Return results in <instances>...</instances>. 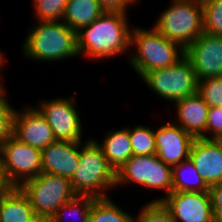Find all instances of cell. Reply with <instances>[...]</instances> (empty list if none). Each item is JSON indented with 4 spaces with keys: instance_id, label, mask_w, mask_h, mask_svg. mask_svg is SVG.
<instances>
[{
    "instance_id": "cell-1",
    "label": "cell",
    "mask_w": 222,
    "mask_h": 222,
    "mask_svg": "<svg viewBox=\"0 0 222 222\" xmlns=\"http://www.w3.org/2000/svg\"><path fill=\"white\" fill-rule=\"evenodd\" d=\"M127 21V13L104 11L99 18L77 32L79 55L101 60L123 55L132 49V28Z\"/></svg>"
},
{
    "instance_id": "cell-2",
    "label": "cell",
    "mask_w": 222,
    "mask_h": 222,
    "mask_svg": "<svg viewBox=\"0 0 222 222\" xmlns=\"http://www.w3.org/2000/svg\"><path fill=\"white\" fill-rule=\"evenodd\" d=\"M22 43L23 54L34 60L61 61L79 56L77 32L60 21H38Z\"/></svg>"
},
{
    "instance_id": "cell-3",
    "label": "cell",
    "mask_w": 222,
    "mask_h": 222,
    "mask_svg": "<svg viewBox=\"0 0 222 222\" xmlns=\"http://www.w3.org/2000/svg\"><path fill=\"white\" fill-rule=\"evenodd\" d=\"M82 143L80 141L79 164L70 179L74 193L80 196L107 198V191L116 187V172L93 138Z\"/></svg>"
},
{
    "instance_id": "cell-4",
    "label": "cell",
    "mask_w": 222,
    "mask_h": 222,
    "mask_svg": "<svg viewBox=\"0 0 222 222\" xmlns=\"http://www.w3.org/2000/svg\"><path fill=\"white\" fill-rule=\"evenodd\" d=\"M130 46L138 49L132 52L129 64L140 78L148 71L170 67L185 56V50L177 43L168 40L154 27H142L131 31Z\"/></svg>"
},
{
    "instance_id": "cell-5",
    "label": "cell",
    "mask_w": 222,
    "mask_h": 222,
    "mask_svg": "<svg viewBox=\"0 0 222 222\" xmlns=\"http://www.w3.org/2000/svg\"><path fill=\"white\" fill-rule=\"evenodd\" d=\"M153 27L185 50L204 32L201 0H172Z\"/></svg>"
},
{
    "instance_id": "cell-6",
    "label": "cell",
    "mask_w": 222,
    "mask_h": 222,
    "mask_svg": "<svg viewBox=\"0 0 222 222\" xmlns=\"http://www.w3.org/2000/svg\"><path fill=\"white\" fill-rule=\"evenodd\" d=\"M38 218L49 221L56 211L76 194L67 177L40 173L19 187Z\"/></svg>"
},
{
    "instance_id": "cell-7",
    "label": "cell",
    "mask_w": 222,
    "mask_h": 222,
    "mask_svg": "<svg viewBox=\"0 0 222 222\" xmlns=\"http://www.w3.org/2000/svg\"><path fill=\"white\" fill-rule=\"evenodd\" d=\"M0 167L7 187H20L42 172L41 150L13 134L0 146Z\"/></svg>"
},
{
    "instance_id": "cell-8",
    "label": "cell",
    "mask_w": 222,
    "mask_h": 222,
    "mask_svg": "<svg viewBox=\"0 0 222 222\" xmlns=\"http://www.w3.org/2000/svg\"><path fill=\"white\" fill-rule=\"evenodd\" d=\"M141 79L152 92L171 103L198 93V79L185 56L170 67L146 72Z\"/></svg>"
},
{
    "instance_id": "cell-9",
    "label": "cell",
    "mask_w": 222,
    "mask_h": 222,
    "mask_svg": "<svg viewBox=\"0 0 222 222\" xmlns=\"http://www.w3.org/2000/svg\"><path fill=\"white\" fill-rule=\"evenodd\" d=\"M125 183H135L143 188L162 189L167 197L173 192L172 167L160 160L156 154L133 155L116 172V186Z\"/></svg>"
},
{
    "instance_id": "cell-10",
    "label": "cell",
    "mask_w": 222,
    "mask_h": 222,
    "mask_svg": "<svg viewBox=\"0 0 222 222\" xmlns=\"http://www.w3.org/2000/svg\"><path fill=\"white\" fill-rule=\"evenodd\" d=\"M76 97L56 98L39 102L41 105L36 108L44 116L52 129L56 140L61 141H82L81 118L75 108Z\"/></svg>"
},
{
    "instance_id": "cell-11",
    "label": "cell",
    "mask_w": 222,
    "mask_h": 222,
    "mask_svg": "<svg viewBox=\"0 0 222 222\" xmlns=\"http://www.w3.org/2000/svg\"><path fill=\"white\" fill-rule=\"evenodd\" d=\"M199 80L222 77V36L204 31L185 49Z\"/></svg>"
},
{
    "instance_id": "cell-12",
    "label": "cell",
    "mask_w": 222,
    "mask_h": 222,
    "mask_svg": "<svg viewBox=\"0 0 222 222\" xmlns=\"http://www.w3.org/2000/svg\"><path fill=\"white\" fill-rule=\"evenodd\" d=\"M151 201H162L175 222H216L209 191L171 192Z\"/></svg>"
},
{
    "instance_id": "cell-13",
    "label": "cell",
    "mask_w": 222,
    "mask_h": 222,
    "mask_svg": "<svg viewBox=\"0 0 222 222\" xmlns=\"http://www.w3.org/2000/svg\"><path fill=\"white\" fill-rule=\"evenodd\" d=\"M154 133L156 155L164 163L174 167L189 158L195 138L176 123L161 125Z\"/></svg>"
},
{
    "instance_id": "cell-14",
    "label": "cell",
    "mask_w": 222,
    "mask_h": 222,
    "mask_svg": "<svg viewBox=\"0 0 222 222\" xmlns=\"http://www.w3.org/2000/svg\"><path fill=\"white\" fill-rule=\"evenodd\" d=\"M13 135L21 142L39 150L56 141L52 129L36 107L15 110L13 116Z\"/></svg>"
},
{
    "instance_id": "cell-15",
    "label": "cell",
    "mask_w": 222,
    "mask_h": 222,
    "mask_svg": "<svg viewBox=\"0 0 222 222\" xmlns=\"http://www.w3.org/2000/svg\"><path fill=\"white\" fill-rule=\"evenodd\" d=\"M80 142L56 140L41 150L42 173L71 179L79 164Z\"/></svg>"
},
{
    "instance_id": "cell-16",
    "label": "cell",
    "mask_w": 222,
    "mask_h": 222,
    "mask_svg": "<svg viewBox=\"0 0 222 222\" xmlns=\"http://www.w3.org/2000/svg\"><path fill=\"white\" fill-rule=\"evenodd\" d=\"M189 158L209 187L222 182V147L215 139L195 138Z\"/></svg>"
},
{
    "instance_id": "cell-17",
    "label": "cell",
    "mask_w": 222,
    "mask_h": 222,
    "mask_svg": "<svg viewBox=\"0 0 222 222\" xmlns=\"http://www.w3.org/2000/svg\"><path fill=\"white\" fill-rule=\"evenodd\" d=\"M176 107L177 121L183 130L189 133L194 138H202L206 132V121L209 111V106L204 99L198 94L185 97L174 102Z\"/></svg>"
},
{
    "instance_id": "cell-18",
    "label": "cell",
    "mask_w": 222,
    "mask_h": 222,
    "mask_svg": "<svg viewBox=\"0 0 222 222\" xmlns=\"http://www.w3.org/2000/svg\"><path fill=\"white\" fill-rule=\"evenodd\" d=\"M37 218L19 187H7L0 194V222H34Z\"/></svg>"
},
{
    "instance_id": "cell-19",
    "label": "cell",
    "mask_w": 222,
    "mask_h": 222,
    "mask_svg": "<svg viewBox=\"0 0 222 222\" xmlns=\"http://www.w3.org/2000/svg\"><path fill=\"white\" fill-rule=\"evenodd\" d=\"M100 143L94 139L103 151L109 165L117 172L132 156L128 128L107 131Z\"/></svg>"
},
{
    "instance_id": "cell-20",
    "label": "cell",
    "mask_w": 222,
    "mask_h": 222,
    "mask_svg": "<svg viewBox=\"0 0 222 222\" xmlns=\"http://www.w3.org/2000/svg\"><path fill=\"white\" fill-rule=\"evenodd\" d=\"M104 13L98 0H68L62 21L78 32Z\"/></svg>"
},
{
    "instance_id": "cell-21",
    "label": "cell",
    "mask_w": 222,
    "mask_h": 222,
    "mask_svg": "<svg viewBox=\"0 0 222 222\" xmlns=\"http://www.w3.org/2000/svg\"><path fill=\"white\" fill-rule=\"evenodd\" d=\"M172 183L173 192H204L210 189L190 158L172 167Z\"/></svg>"
},
{
    "instance_id": "cell-22",
    "label": "cell",
    "mask_w": 222,
    "mask_h": 222,
    "mask_svg": "<svg viewBox=\"0 0 222 222\" xmlns=\"http://www.w3.org/2000/svg\"><path fill=\"white\" fill-rule=\"evenodd\" d=\"M89 222H134V216L112 202L110 197L96 198L92 203Z\"/></svg>"
},
{
    "instance_id": "cell-23",
    "label": "cell",
    "mask_w": 222,
    "mask_h": 222,
    "mask_svg": "<svg viewBox=\"0 0 222 222\" xmlns=\"http://www.w3.org/2000/svg\"><path fill=\"white\" fill-rule=\"evenodd\" d=\"M95 199L91 196L76 195L73 199L62 205L48 222H68L67 219L69 218L66 219L68 215H71V217L69 216L70 218L72 216L76 217L80 222H89L90 210Z\"/></svg>"
},
{
    "instance_id": "cell-24",
    "label": "cell",
    "mask_w": 222,
    "mask_h": 222,
    "mask_svg": "<svg viewBox=\"0 0 222 222\" xmlns=\"http://www.w3.org/2000/svg\"><path fill=\"white\" fill-rule=\"evenodd\" d=\"M133 155L147 156L156 154L155 133L150 127L135 125L128 129Z\"/></svg>"
},
{
    "instance_id": "cell-25",
    "label": "cell",
    "mask_w": 222,
    "mask_h": 222,
    "mask_svg": "<svg viewBox=\"0 0 222 222\" xmlns=\"http://www.w3.org/2000/svg\"><path fill=\"white\" fill-rule=\"evenodd\" d=\"M204 31L222 36V0H201Z\"/></svg>"
},
{
    "instance_id": "cell-26",
    "label": "cell",
    "mask_w": 222,
    "mask_h": 222,
    "mask_svg": "<svg viewBox=\"0 0 222 222\" xmlns=\"http://www.w3.org/2000/svg\"><path fill=\"white\" fill-rule=\"evenodd\" d=\"M37 21L62 20L68 0H32Z\"/></svg>"
},
{
    "instance_id": "cell-27",
    "label": "cell",
    "mask_w": 222,
    "mask_h": 222,
    "mask_svg": "<svg viewBox=\"0 0 222 222\" xmlns=\"http://www.w3.org/2000/svg\"><path fill=\"white\" fill-rule=\"evenodd\" d=\"M198 94L210 107H222V77L198 81Z\"/></svg>"
},
{
    "instance_id": "cell-28",
    "label": "cell",
    "mask_w": 222,
    "mask_h": 222,
    "mask_svg": "<svg viewBox=\"0 0 222 222\" xmlns=\"http://www.w3.org/2000/svg\"><path fill=\"white\" fill-rule=\"evenodd\" d=\"M134 222H175L162 201H150L142 207Z\"/></svg>"
},
{
    "instance_id": "cell-29",
    "label": "cell",
    "mask_w": 222,
    "mask_h": 222,
    "mask_svg": "<svg viewBox=\"0 0 222 222\" xmlns=\"http://www.w3.org/2000/svg\"><path fill=\"white\" fill-rule=\"evenodd\" d=\"M6 90H0V146L13 134V116L15 109L7 98Z\"/></svg>"
},
{
    "instance_id": "cell-30",
    "label": "cell",
    "mask_w": 222,
    "mask_h": 222,
    "mask_svg": "<svg viewBox=\"0 0 222 222\" xmlns=\"http://www.w3.org/2000/svg\"><path fill=\"white\" fill-rule=\"evenodd\" d=\"M205 133L203 139H217L222 134V107L209 108Z\"/></svg>"
},
{
    "instance_id": "cell-31",
    "label": "cell",
    "mask_w": 222,
    "mask_h": 222,
    "mask_svg": "<svg viewBox=\"0 0 222 222\" xmlns=\"http://www.w3.org/2000/svg\"><path fill=\"white\" fill-rule=\"evenodd\" d=\"M209 192L214 219L216 222H222V182L211 186Z\"/></svg>"
},
{
    "instance_id": "cell-32",
    "label": "cell",
    "mask_w": 222,
    "mask_h": 222,
    "mask_svg": "<svg viewBox=\"0 0 222 222\" xmlns=\"http://www.w3.org/2000/svg\"><path fill=\"white\" fill-rule=\"evenodd\" d=\"M100 7L104 11L127 13L128 7L134 5L140 0H98Z\"/></svg>"
},
{
    "instance_id": "cell-33",
    "label": "cell",
    "mask_w": 222,
    "mask_h": 222,
    "mask_svg": "<svg viewBox=\"0 0 222 222\" xmlns=\"http://www.w3.org/2000/svg\"><path fill=\"white\" fill-rule=\"evenodd\" d=\"M6 61L4 54L1 53L0 51V69H2V66L5 65L4 62ZM2 77H0V87L1 88H6L4 85L1 83Z\"/></svg>"
},
{
    "instance_id": "cell-34",
    "label": "cell",
    "mask_w": 222,
    "mask_h": 222,
    "mask_svg": "<svg viewBox=\"0 0 222 222\" xmlns=\"http://www.w3.org/2000/svg\"><path fill=\"white\" fill-rule=\"evenodd\" d=\"M6 188H7V186L3 180V177L1 174V167H0V191H4Z\"/></svg>"
},
{
    "instance_id": "cell-35",
    "label": "cell",
    "mask_w": 222,
    "mask_h": 222,
    "mask_svg": "<svg viewBox=\"0 0 222 222\" xmlns=\"http://www.w3.org/2000/svg\"><path fill=\"white\" fill-rule=\"evenodd\" d=\"M222 147V134L217 138L215 139Z\"/></svg>"
},
{
    "instance_id": "cell-36",
    "label": "cell",
    "mask_w": 222,
    "mask_h": 222,
    "mask_svg": "<svg viewBox=\"0 0 222 222\" xmlns=\"http://www.w3.org/2000/svg\"><path fill=\"white\" fill-rule=\"evenodd\" d=\"M34 222H47V221H45V220H43L41 218H37Z\"/></svg>"
}]
</instances>
